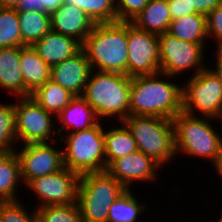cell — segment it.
Wrapping results in <instances>:
<instances>
[{
    "label": "cell",
    "mask_w": 222,
    "mask_h": 222,
    "mask_svg": "<svg viewBox=\"0 0 222 222\" xmlns=\"http://www.w3.org/2000/svg\"><path fill=\"white\" fill-rule=\"evenodd\" d=\"M216 120L222 122L212 117L189 115L184 111L177 114L172 119L176 157L186 155L197 157L198 161L200 158L207 159L214 167L222 147V130L218 131L214 126Z\"/></svg>",
    "instance_id": "7a4b0ae2"
},
{
    "label": "cell",
    "mask_w": 222,
    "mask_h": 222,
    "mask_svg": "<svg viewBox=\"0 0 222 222\" xmlns=\"http://www.w3.org/2000/svg\"><path fill=\"white\" fill-rule=\"evenodd\" d=\"M163 168L140 150L114 160L106 171L127 190H132L140 182L154 183ZM137 182V183H136ZM133 186V187H132Z\"/></svg>",
    "instance_id": "5bb4252c"
},
{
    "label": "cell",
    "mask_w": 222,
    "mask_h": 222,
    "mask_svg": "<svg viewBox=\"0 0 222 222\" xmlns=\"http://www.w3.org/2000/svg\"><path fill=\"white\" fill-rule=\"evenodd\" d=\"M63 3L64 0H22L17 11L41 10L51 14Z\"/></svg>",
    "instance_id": "e575fe53"
},
{
    "label": "cell",
    "mask_w": 222,
    "mask_h": 222,
    "mask_svg": "<svg viewBox=\"0 0 222 222\" xmlns=\"http://www.w3.org/2000/svg\"><path fill=\"white\" fill-rule=\"evenodd\" d=\"M104 123L59 137L63 150L64 167L79 175L106 171Z\"/></svg>",
    "instance_id": "5b68a950"
},
{
    "label": "cell",
    "mask_w": 222,
    "mask_h": 222,
    "mask_svg": "<svg viewBox=\"0 0 222 222\" xmlns=\"http://www.w3.org/2000/svg\"><path fill=\"white\" fill-rule=\"evenodd\" d=\"M131 80L126 74L92 70L81 97L100 121L122 122L129 116Z\"/></svg>",
    "instance_id": "3957f363"
},
{
    "label": "cell",
    "mask_w": 222,
    "mask_h": 222,
    "mask_svg": "<svg viewBox=\"0 0 222 222\" xmlns=\"http://www.w3.org/2000/svg\"><path fill=\"white\" fill-rule=\"evenodd\" d=\"M91 72V64L81 49L74 56L51 66L50 79L75 96H82Z\"/></svg>",
    "instance_id": "9a60e30c"
},
{
    "label": "cell",
    "mask_w": 222,
    "mask_h": 222,
    "mask_svg": "<svg viewBox=\"0 0 222 222\" xmlns=\"http://www.w3.org/2000/svg\"><path fill=\"white\" fill-rule=\"evenodd\" d=\"M220 213L221 214L218 217H216L217 221L215 220V222H222V209Z\"/></svg>",
    "instance_id": "60d3db41"
},
{
    "label": "cell",
    "mask_w": 222,
    "mask_h": 222,
    "mask_svg": "<svg viewBox=\"0 0 222 222\" xmlns=\"http://www.w3.org/2000/svg\"><path fill=\"white\" fill-rule=\"evenodd\" d=\"M126 190L107 171L80 175L77 204L83 222H107L109 207Z\"/></svg>",
    "instance_id": "52a82bcc"
},
{
    "label": "cell",
    "mask_w": 222,
    "mask_h": 222,
    "mask_svg": "<svg viewBox=\"0 0 222 222\" xmlns=\"http://www.w3.org/2000/svg\"><path fill=\"white\" fill-rule=\"evenodd\" d=\"M215 170V174L218 175H214V176H219L217 178H220V180H222V147H221V151H220V157L219 160L217 162V164L212 168Z\"/></svg>",
    "instance_id": "ab89813d"
},
{
    "label": "cell",
    "mask_w": 222,
    "mask_h": 222,
    "mask_svg": "<svg viewBox=\"0 0 222 222\" xmlns=\"http://www.w3.org/2000/svg\"><path fill=\"white\" fill-rule=\"evenodd\" d=\"M23 202L25 203V200L0 202L1 222H36L38 220L36 209L31 206L30 210Z\"/></svg>",
    "instance_id": "1f68e13d"
},
{
    "label": "cell",
    "mask_w": 222,
    "mask_h": 222,
    "mask_svg": "<svg viewBox=\"0 0 222 222\" xmlns=\"http://www.w3.org/2000/svg\"><path fill=\"white\" fill-rule=\"evenodd\" d=\"M31 97L48 113L57 117L76 96L49 79L32 93Z\"/></svg>",
    "instance_id": "d4e9b609"
},
{
    "label": "cell",
    "mask_w": 222,
    "mask_h": 222,
    "mask_svg": "<svg viewBox=\"0 0 222 222\" xmlns=\"http://www.w3.org/2000/svg\"><path fill=\"white\" fill-rule=\"evenodd\" d=\"M212 54H215V57L213 58V60H215L212 62L215 64V67L211 65V68L217 73L222 87V53L211 52V55Z\"/></svg>",
    "instance_id": "74e56055"
},
{
    "label": "cell",
    "mask_w": 222,
    "mask_h": 222,
    "mask_svg": "<svg viewBox=\"0 0 222 222\" xmlns=\"http://www.w3.org/2000/svg\"><path fill=\"white\" fill-rule=\"evenodd\" d=\"M185 80L182 83L183 111L222 120V87L217 73L207 66Z\"/></svg>",
    "instance_id": "ba28073f"
},
{
    "label": "cell",
    "mask_w": 222,
    "mask_h": 222,
    "mask_svg": "<svg viewBox=\"0 0 222 222\" xmlns=\"http://www.w3.org/2000/svg\"><path fill=\"white\" fill-rule=\"evenodd\" d=\"M51 31L78 40L81 44L89 36L95 22L79 8L62 4L50 14Z\"/></svg>",
    "instance_id": "2e32d148"
},
{
    "label": "cell",
    "mask_w": 222,
    "mask_h": 222,
    "mask_svg": "<svg viewBox=\"0 0 222 222\" xmlns=\"http://www.w3.org/2000/svg\"><path fill=\"white\" fill-rule=\"evenodd\" d=\"M128 61L127 76H140L160 72L158 35L141 30L127 22Z\"/></svg>",
    "instance_id": "4fadbf2b"
},
{
    "label": "cell",
    "mask_w": 222,
    "mask_h": 222,
    "mask_svg": "<svg viewBox=\"0 0 222 222\" xmlns=\"http://www.w3.org/2000/svg\"><path fill=\"white\" fill-rule=\"evenodd\" d=\"M40 222H83L78 204L49 205L36 209Z\"/></svg>",
    "instance_id": "4dcf8cb0"
},
{
    "label": "cell",
    "mask_w": 222,
    "mask_h": 222,
    "mask_svg": "<svg viewBox=\"0 0 222 222\" xmlns=\"http://www.w3.org/2000/svg\"><path fill=\"white\" fill-rule=\"evenodd\" d=\"M140 200L133 190H126L109 207L107 222H138L139 216L151 208L147 203H140Z\"/></svg>",
    "instance_id": "4316f807"
},
{
    "label": "cell",
    "mask_w": 222,
    "mask_h": 222,
    "mask_svg": "<svg viewBox=\"0 0 222 222\" xmlns=\"http://www.w3.org/2000/svg\"><path fill=\"white\" fill-rule=\"evenodd\" d=\"M22 46H32L51 31L50 14L44 11H17Z\"/></svg>",
    "instance_id": "484cf974"
},
{
    "label": "cell",
    "mask_w": 222,
    "mask_h": 222,
    "mask_svg": "<svg viewBox=\"0 0 222 222\" xmlns=\"http://www.w3.org/2000/svg\"><path fill=\"white\" fill-rule=\"evenodd\" d=\"M16 100L14 108L18 145L59 140L56 128L59 126L53 114L48 113L31 96L17 97Z\"/></svg>",
    "instance_id": "30bf717a"
},
{
    "label": "cell",
    "mask_w": 222,
    "mask_h": 222,
    "mask_svg": "<svg viewBox=\"0 0 222 222\" xmlns=\"http://www.w3.org/2000/svg\"><path fill=\"white\" fill-rule=\"evenodd\" d=\"M9 96L23 97L20 47L0 48V89Z\"/></svg>",
    "instance_id": "ffe728a7"
},
{
    "label": "cell",
    "mask_w": 222,
    "mask_h": 222,
    "mask_svg": "<svg viewBox=\"0 0 222 222\" xmlns=\"http://www.w3.org/2000/svg\"><path fill=\"white\" fill-rule=\"evenodd\" d=\"M60 144V141L57 140L17 146L14 152L20 163V176L24 188L31 180L58 172L64 168L63 150Z\"/></svg>",
    "instance_id": "7c38bea8"
},
{
    "label": "cell",
    "mask_w": 222,
    "mask_h": 222,
    "mask_svg": "<svg viewBox=\"0 0 222 222\" xmlns=\"http://www.w3.org/2000/svg\"><path fill=\"white\" fill-rule=\"evenodd\" d=\"M82 49L92 70L127 75V22L95 23Z\"/></svg>",
    "instance_id": "277c9868"
},
{
    "label": "cell",
    "mask_w": 222,
    "mask_h": 222,
    "mask_svg": "<svg viewBox=\"0 0 222 222\" xmlns=\"http://www.w3.org/2000/svg\"><path fill=\"white\" fill-rule=\"evenodd\" d=\"M177 79L163 72L133 76L129 116H153L172 120L183 111L182 84L177 83L180 81Z\"/></svg>",
    "instance_id": "6da1fadb"
},
{
    "label": "cell",
    "mask_w": 222,
    "mask_h": 222,
    "mask_svg": "<svg viewBox=\"0 0 222 222\" xmlns=\"http://www.w3.org/2000/svg\"><path fill=\"white\" fill-rule=\"evenodd\" d=\"M17 144L14 103H0V152H14Z\"/></svg>",
    "instance_id": "f546056e"
},
{
    "label": "cell",
    "mask_w": 222,
    "mask_h": 222,
    "mask_svg": "<svg viewBox=\"0 0 222 222\" xmlns=\"http://www.w3.org/2000/svg\"><path fill=\"white\" fill-rule=\"evenodd\" d=\"M116 124L112 127L108 126V128L104 126L106 168L114 160L138 150L137 144L126 125L123 122H118Z\"/></svg>",
    "instance_id": "7402d4cb"
},
{
    "label": "cell",
    "mask_w": 222,
    "mask_h": 222,
    "mask_svg": "<svg viewBox=\"0 0 222 222\" xmlns=\"http://www.w3.org/2000/svg\"><path fill=\"white\" fill-rule=\"evenodd\" d=\"M23 187L20 163L15 152H0V202L22 200L18 187Z\"/></svg>",
    "instance_id": "603a6c76"
},
{
    "label": "cell",
    "mask_w": 222,
    "mask_h": 222,
    "mask_svg": "<svg viewBox=\"0 0 222 222\" xmlns=\"http://www.w3.org/2000/svg\"><path fill=\"white\" fill-rule=\"evenodd\" d=\"M171 21L167 0H150L131 23L141 30L160 35L168 32Z\"/></svg>",
    "instance_id": "44dd1931"
},
{
    "label": "cell",
    "mask_w": 222,
    "mask_h": 222,
    "mask_svg": "<svg viewBox=\"0 0 222 222\" xmlns=\"http://www.w3.org/2000/svg\"><path fill=\"white\" fill-rule=\"evenodd\" d=\"M206 25L208 41L211 46L210 48L214 46V50L211 49V51L222 53V4L206 15ZM211 39L213 42L210 41Z\"/></svg>",
    "instance_id": "d6a6232c"
},
{
    "label": "cell",
    "mask_w": 222,
    "mask_h": 222,
    "mask_svg": "<svg viewBox=\"0 0 222 222\" xmlns=\"http://www.w3.org/2000/svg\"><path fill=\"white\" fill-rule=\"evenodd\" d=\"M168 33L180 40L196 44H208L206 16L190 14L171 21Z\"/></svg>",
    "instance_id": "cb8c5ba5"
},
{
    "label": "cell",
    "mask_w": 222,
    "mask_h": 222,
    "mask_svg": "<svg viewBox=\"0 0 222 222\" xmlns=\"http://www.w3.org/2000/svg\"><path fill=\"white\" fill-rule=\"evenodd\" d=\"M22 46L17 9L0 7V48Z\"/></svg>",
    "instance_id": "f1b7e54d"
},
{
    "label": "cell",
    "mask_w": 222,
    "mask_h": 222,
    "mask_svg": "<svg viewBox=\"0 0 222 222\" xmlns=\"http://www.w3.org/2000/svg\"><path fill=\"white\" fill-rule=\"evenodd\" d=\"M32 47L51 67L74 56L82 49V44L75 38L50 31Z\"/></svg>",
    "instance_id": "e0dca14e"
},
{
    "label": "cell",
    "mask_w": 222,
    "mask_h": 222,
    "mask_svg": "<svg viewBox=\"0 0 222 222\" xmlns=\"http://www.w3.org/2000/svg\"><path fill=\"white\" fill-rule=\"evenodd\" d=\"M158 38L160 47V72L180 78L182 83L184 80L178 77L179 75L186 72L185 76L189 73L186 76L187 78L192 77L208 66L206 65L209 62V60H206L208 58L206 52L210 51V45L180 40L168 32L158 35Z\"/></svg>",
    "instance_id": "9c48e42d"
},
{
    "label": "cell",
    "mask_w": 222,
    "mask_h": 222,
    "mask_svg": "<svg viewBox=\"0 0 222 222\" xmlns=\"http://www.w3.org/2000/svg\"><path fill=\"white\" fill-rule=\"evenodd\" d=\"M56 121L60 126L57 128L60 137L64 133L88 129L100 120L94 109L81 96H76L56 117Z\"/></svg>",
    "instance_id": "ac0fdd59"
},
{
    "label": "cell",
    "mask_w": 222,
    "mask_h": 222,
    "mask_svg": "<svg viewBox=\"0 0 222 222\" xmlns=\"http://www.w3.org/2000/svg\"><path fill=\"white\" fill-rule=\"evenodd\" d=\"M79 180V174L64 167L58 172L31 180L25 189L32 193L31 197L35 195V209L49 205H71L77 203Z\"/></svg>",
    "instance_id": "8fae6325"
},
{
    "label": "cell",
    "mask_w": 222,
    "mask_h": 222,
    "mask_svg": "<svg viewBox=\"0 0 222 222\" xmlns=\"http://www.w3.org/2000/svg\"><path fill=\"white\" fill-rule=\"evenodd\" d=\"M64 4L79 8L95 23L117 22V12L113 0H64Z\"/></svg>",
    "instance_id": "83f0119b"
},
{
    "label": "cell",
    "mask_w": 222,
    "mask_h": 222,
    "mask_svg": "<svg viewBox=\"0 0 222 222\" xmlns=\"http://www.w3.org/2000/svg\"><path fill=\"white\" fill-rule=\"evenodd\" d=\"M22 0H0V7L17 9Z\"/></svg>",
    "instance_id": "f35d334b"
},
{
    "label": "cell",
    "mask_w": 222,
    "mask_h": 222,
    "mask_svg": "<svg viewBox=\"0 0 222 222\" xmlns=\"http://www.w3.org/2000/svg\"><path fill=\"white\" fill-rule=\"evenodd\" d=\"M150 0H113L118 22H131Z\"/></svg>",
    "instance_id": "836d02e7"
},
{
    "label": "cell",
    "mask_w": 222,
    "mask_h": 222,
    "mask_svg": "<svg viewBox=\"0 0 222 222\" xmlns=\"http://www.w3.org/2000/svg\"><path fill=\"white\" fill-rule=\"evenodd\" d=\"M20 68L23 76V97L31 96L50 79L51 67L32 46H20Z\"/></svg>",
    "instance_id": "d6986e66"
},
{
    "label": "cell",
    "mask_w": 222,
    "mask_h": 222,
    "mask_svg": "<svg viewBox=\"0 0 222 222\" xmlns=\"http://www.w3.org/2000/svg\"><path fill=\"white\" fill-rule=\"evenodd\" d=\"M134 138L138 150L162 168L176 159L174 125L171 119L153 116H128L122 121Z\"/></svg>",
    "instance_id": "8992f818"
},
{
    "label": "cell",
    "mask_w": 222,
    "mask_h": 222,
    "mask_svg": "<svg viewBox=\"0 0 222 222\" xmlns=\"http://www.w3.org/2000/svg\"><path fill=\"white\" fill-rule=\"evenodd\" d=\"M187 2L189 3V15L200 13L205 16L222 4V0H187Z\"/></svg>",
    "instance_id": "d590c367"
},
{
    "label": "cell",
    "mask_w": 222,
    "mask_h": 222,
    "mask_svg": "<svg viewBox=\"0 0 222 222\" xmlns=\"http://www.w3.org/2000/svg\"><path fill=\"white\" fill-rule=\"evenodd\" d=\"M172 21L189 15V3L187 0H167Z\"/></svg>",
    "instance_id": "8d00e7d4"
}]
</instances>
